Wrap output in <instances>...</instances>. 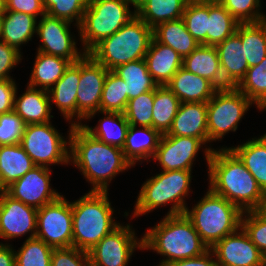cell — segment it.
<instances>
[{"label": "cell", "instance_id": "7c38bea8", "mask_svg": "<svg viewBox=\"0 0 266 266\" xmlns=\"http://www.w3.org/2000/svg\"><path fill=\"white\" fill-rule=\"evenodd\" d=\"M130 225H119L89 252L91 266H127L135 248L142 249V238H135ZM138 240V241H137Z\"/></svg>", "mask_w": 266, "mask_h": 266}, {"label": "cell", "instance_id": "484cf974", "mask_svg": "<svg viewBox=\"0 0 266 266\" xmlns=\"http://www.w3.org/2000/svg\"><path fill=\"white\" fill-rule=\"evenodd\" d=\"M142 128L143 130L137 131L136 126L129 125L122 148L125 158L132 166L141 159L153 158L162 137V134L153 127Z\"/></svg>", "mask_w": 266, "mask_h": 266}, {"label": "cell", "instance_id": "9a60e30c", "mask_svg": "<svg viewBox=\"0 0 266 266\" xmlns=\"http://www.w3.org/2000/svg\"><path fill=\"white\" fill-rule=\"evenodd\" d=\"M70 24L69 21L43 15L36 29L43 45H40L37 51L63 57L72 63L81 59L86 53L78 52L76 42L70 34Z\"/></svg>", "mask_w": 266, "mask_h": 266}, {"label": "cell", "instance_id": "816d5d0a", "mask_svg": "<svg viewBox=\"0 0 266 266\" xmlns=\"http://www.w3.org/2000/svg\"><path fill=\"white\" fill-rule=\"evenodd\" d=\"M211 254H213V251L209 249L198 257L175 261L166 266H217L216 260H213Z\"/></svg>", "mask_w": 266, "mask_h": 266}, {"label": "cell", "instance_id": "e575fe53", "mask_svg": "<svg viewBox=\"0 0 266 266\" xmlns=\"http://www.w3.org/2000/svg\"><path fill=\"white\" fill-rule=\"evenodd\" d=\"M107 115L103 120H99V125L89 127L82 125L83 128L93 137L102 141L103 143L123 148L126 141V134L129 123L124 116V113L118 112H101Z\"/></svg>", "mask_w": 266, "mask_h": 266}, {"label": "cell", "instance_id": "f546056e", "mask_svg": "<svg viewBox=\"0 0 266 266\" xmlns=\"http://www.w3.org/2000/svg\"><path fill=\"white\" fill-rule=\"evenodd\" d=\"M153 38L175 50L182 58L191 54L199 44L187 31L182 18L166 21L153 28Z\"/></svg>", "mask_w": 266, "mask_h": 266}, {"label": "cell", "instance_id": "836d02e7", "mask_svg": "<svg viewBox=\"0 0 266 266\" xmlns=\"http://www.w3.org/2000/svg\"><path fill=\"white\" fill-rule=\"evenodd\" d=\"M235 33L241 38L248 66L260 64L266 57V19L239 23Z\"/></svg>", "mask_w": 266, "mask_h": 266}, {"label": "cell", "instance_id": "ba28073f", "mask_svg": "<svg viewBox=\"0 0 266 266\" xmlns=\"http://www.w3.org/2000/svg\"><path fill=\"white\" fill-rule=\"evenodd\" d=\"M191 170L162 171L148 179L139 192L134 216L146 214L161 205L173 203L167 215L183 214L185 198L190 190Z\"/></svg>", "mask_w": 266, "mask_h": 266}, {"label": "cell", "instance_id": "6da1fadb", "mask_svg": "<svg viewBox=\"0 0 266 266\" xmlns=\"http://www.w3.org/2000/svg\"><path fill=\"white\" fill-rule=\"evenodd\" d=\"M209 189L242 212L260 210L266 194L240 159L229 149L206 148Z\"/></svg>", "mask_w": 266, "mask_h": 266}, {"label": "cell", "instance_id": "603a6c76", "mask_svg": "<svg viewBox=\"0 0 266 266\" xmlns=\"http://www.w3.org/2000/svg\"><path fill=\"white\" fill-rule=\"evenodd\" d=\"M147 70L158 86H165L182 67L183 58L171 47L152 39L144 57Z\"/></svg>", "mask_w": 266, "mask_h": 266}, {"label": "cell", "instance_id": "ab89813d", "mask_svg": "<svg viewBox=\"0 0 266 266\" xmlns=\"http://www.w3.org/2000/svg\"><path fill=\"white\" fill-rule=\"evenodd\" d=\"M52 247L37 237L26 239L15 251V266H51Z\"/></svg>", "mask_w": 266, "mask_h": 266}, {"label": "cell", "instance_id": "f907efd6", "mask_svg": "<svg viewBox=\"0 0 266 266\" xmlns=\"http://www.w3.org/2000/svg\"><path fill=\"white\" fill-rule=\"evenodd\" d=\"M17 87L13 79H0V114L13 111Z\"/></svg>", "mask_w": 266, "mask_h": 266}, {"label": "cell", "instance_id": "7bdbcfd3", "mask_svg": "<svg viewBox=\"0 0 266 266\" xmlns=\"http://www.w3.org/2000/svg\"><path fill=\"white\" fill-rule=\"evenodd\" d=\"M46 14L69 22L76 20L79 28L89 0H43Z\"/></svg>", "mask_w": 266, "mask_h": 266}, {"label": "cell", "instance_id": "8d00e7d4", "mask_svg": "<svg viewBox=\"0 0 266 266\" xmlns=\"http://www.w3.org/2000/svg\"><path fill=\"white\" fill-rule=\"evenodd\" d=\"M239 22L221 5L209 4L206 45L216 46L236 32Z\"/></svg>", "mask_w": 266, "mask_h": 266}, {"label": "cell", "instance_id": "7a4b0ae2", "mask_svg": "<svg viewBox=\"0 0 266 266\" xmlns=\"http://www.w3.org/2000/svg\"><path fill=\"white\" fill-rule=\"evenodd\" d=\"M69 131V162L77 166L93 185L91 191L107 192L108 182L118 173L132 167L121 148L112 146L89 134L78 122Z\"/></svg>", "mask_w": 266, "mask_h": 266}, {"label": "cell", "instance_id": "9f6ffc18", "mask_svg": "<svg viewBox=\"0 0 266 266\" xmlns=\"http://www.w3.org/2000/svg\"><path fill=\"white\" fill-rule=\"evenodd\" d=\"M260 211H261L264 215H266V199H265V201H264V203H263V206H262V208L260 209Z\"/></svg>", "mask_w": 266, "mask_h": 266}, {"label": "cell", "instance_id": "6f0895ef", "mask_svg": "<svg viewBox=\"0 0 266 266\" xmlns=\"http://www.w3.org/2000/svg\"><path fill=\"white\" fill-rule=\"evenodd\" d=\"M3 18H4V13H0V34H1V29H2V24H3Z\"/></svg>", "mask_w": 266, "mask_h": 266}, {"label": "cell", "instance_id": "ee69618b", "mask_svg": "<svg viewBox=\"0 0 266 266\" xmlns=\"http://www.w3.org/2000/svg\"><path fill=\"white\" fill-rule=\"evenodd\" d=\"M241 228L248 235L252 243L266 257V215L260 210L243 212L241 217Z\"/></svg>", "mask_w": 266, "mask_h": 266}, {"label": "cell", "instance_id": "f1b7e54d", "mask_svg": "<svg viewBox=\"0 0 266 266\" xmlns=\"http://www.w3.org/2000/svg\"><path fill=\"white\" fill-rule=\"evenodd\" d=\"M229 149L245 165L266 194V134Z\"/></svg>", "mask_w": 266, "mask_h": 266}, {"label": "cell", "instance_id": "8992f818", "mask_svg": "<svg viewBox=\"0 0 266 266\" xmlns=\"http://www.w3.org/2000/svg\"><path fill=\"white\" fill-rule=\"evenodd\" d=\"M202 241L211 249L218 241L241 228L243 212L224 197L207 194L189 211H184Z\"/></svg>", "mask_w": 266, "mask_h": 266}, {"label": "cell", "instance_id": "83f0119b", "mask_svg": "<svg viewBox=\"0 0 266 266\" xmlns=\"http://www.w3.org/2000/svg\"><path fill=\"white\" fill-rule=\"evenodd\" d=\"M35 166L20 143L0 146V182L4 189Z\"/></svg>", "mask_w": 266, "mask_h": 266}, {"label": "cell", "instance_id": "d4e9b609", "mask_svg": "<svg viewBox=\"0 0 266 266\" xmlns=\"http://www.w3.org/2000/svg\"><path fill=\"white\" fill-rule=\"evenodd\" d=\"M182 67L212 82L218 89L223 88V75L217 48L199 45L191 54L183 58Z\"/></svg>", "mask_w": 266, "mask_h": 266}, {"label": "cell", "instance_id": "f35d334b", "mask_svg": "<svg viewBox=\"0 0 266 266\" xmlns=\"http://www.w3.org/2000/svg\"><path fill=\"white\" fill-rule=\"evenodd\" d=\"M125 85L126 83L121 77L112 70H108L103 85L100 112L124 113L129 101Z\"/></svg>", "mask_w": 266, "mask_h": 266}, {"label": "cell", "instance_id": "c3c4849f", "mask_svg": "<svg viewBox=\"0 0 266 266\" xmlns=\"http://www.w3.org/2000/svg\"><path fill=\"white\" fill-rule=\"evenodd\" d=\"M20 53L15 47L0 40V79H12L8 72L20 62Z\"/></svg>", "mask_w": 266, "mask_h": 266}, {"label": "cell", "instance_id": "b9f144b4", "mask_svg": "<svg viewBox=\"0 0 266 266\" xmlns=\"http://www.w3.org/2000/svg\"><path fill=\"white\" fill-rule=\"evenodd\" d=\"M155 89L140 94L128 101L124 116L129 125L141 127H152V111L154 105Z\"/></svg>", "mask_w": 266, "mask_h": 266}, {"label": "cell", "instance_id": "f5cc1de1", "mask_svg": "<svg viewBox=\"0 0 266 266\" xmlns=\"http://www.w3.org/2000/svg\"><path fill=\"white\" fill-rule=\"evenodd\" d=\"M10 247L0 244V266H15V251Z\"/></svg>", "mask_w": 266, "mask_h": 266}, {"label": "cell", "instance_id": "74e56055", "mask_svg": "<svg viewBox=\"0 0 266 266\" xmlns=\"http://www.w3.org/2000/svg\"><path fill=\"white\" fill-rule=\"evenodd\" d=\"M235 87L255 103L260 111L266 109V57L260 64L249 67Z\"/></svg>", "mask_w": 266, "mask_h": 266}, {"label": "cell", "instance_id": "11a10c76", "mask_svg": "<svg viewBox=\"0 0 266 266\" xmlns=\"http://www.w3.org/2000/svg\"><path fill=\"white\" fill-rule=\"evenodd\" d=\"M0 13H5V10H4V0H0Z\"/></svg>", "mask_w": 266, "mask_h": 266}, {"label": "cell", "instance_id": "5b68a950", "mask_svg": "<svg viewBox=\"0 0 266 266\" xmlns=\"http://www.w3.org/2000/svg\"><path fill=\"white\" fill-rule=\"evenodd\" d=\"M153 39V29L137 15L111 36L98 43L89 54L106 69L144 59Z\"/></svg>", "mask_w": 266, "mask_h": 266}, {"label": "cell", "instance_id": "ffe728a7", "mask_svg": "<svg viewBox=\"0 0 266 266\" xmlns=\"http://www.w3.org/2000/svg\"><path fill=\"white\" fill-rule=\"evenodd\" d=\"M166 135L199 138L206 144L208 142L207 103H180Z\"/></svg>", "mask_w": 266, "mask_h": 266}, {"label": "cell", "instance_id": "db71d44e", "mask_svg": "<svg viewBox=\"0 0 266 266\" xmlns=\"http://www.w3.org/2000/svg\"><path fill=\"white\" fill-rule=\"evenodd\" d=\"M200 4H221L223 0H192Z\"/></svg>", "mask_w": 266, "mask_h": 266}, {"label": "cell", "instance_id": "bcb514c9", "mask_svg": "<svg viewBox=\"0 0 266 266\" xmlns=\"http://www.w3.org/2000/svg\"><path fill=\"white\" fill-rule=\"evenodd\" d=\"M25 124L13 110L0 114V146L21 142Z\"/></svg>", "mask_w": 266, "mask_h": 266}, {"label": "cell", "instance_id": "44dd1931", "mask_svg": "<svg viewBox=\"0 0 266 266\" xmlns=\"http://www.w3.org/2000/svg\"><path fill=\"white\" fill-rule=\"evenodd\" d=\"M181 103H207L218 90L209 80L181 67L165 85Z\"/></svg>", "mask_w": 266, "mask_h": 266}, {"label": "cell", "instance_id": "5bb4252c", "mask_svg": "<svg viewBox=\"0 0 266 266\" xmlns=\"http://www.w3.org/2000/svg\"><path fill=\"white\" fill-rule=\"evenodd\" d=\"M49 172L48 167L36 165L23 177L8 186L5 192L15 200L40 209L61 196L50 187Z\"/></svg>", "mask_w": 266, "mask_h": 266}, {"label": "cell", "instance_id": "30bf717a", "mask_svg": "<svg viewBox=\"0 0 266 266\" xmlns=\"http://www.w3.org/2000/svg\"><path fill=\"white\" fill-rule=\"evenodd\" d=\"M51 122L27 124L21 138V146L35 165L45 166L69 163V141L63 139Z\"/></svg>", "mask_w": 266, "mask_h": 266}, {"label": "cell", "instance_id": "d590c367", "mask_svg": "<svg viewBox=\"0 0 266 266\" xmlns=\"http://www.w3.org/2000/svg\"><path fill=\"white\" fill-rule=\"evenodd\" d=\"M180 103V100L167 86H158L155 89L152 127L162 135L167 134L172 126Z\"/></svg>", "mask_w": 266, "mask_h": 266}, {"label": "cell", "instance_id": "ac0fdd59", "mask_svg": "<svg viewBox=\"0 0 266 266\" xmlns=\"http://www.w3.org/2000/svg\"><path fill=\"white\" fill-rule=\"evenodd\" d=\"M201 145L204 143L199 138L163 134L153 159L159 161L163 171L192 170Z\"/></svg>", "mask_w": 266, "mask_h": 266}, {"label": "cell", "instance_id": "52a82bcc", "mask_svg": "<svg viewBox=\"0 0 266 266\" xmlns=\"http://www.w3.org/2000/svg\"><path fill=\"white\" fill-rule=\"evenodd\" d=\"M131 3L136 9V0H89L78 28L85 53L136 16V10H129Z\"/></svg>", "mask_w": 266, "mask_h": 266}, {"label": "cell", "instance_id": "8fae6325", "mask_svg": "<svg viewBox=\"0 0 266 266\" xmlns=\"http://www.w3.org/2000/svg\"><path fill=\"white\" fill-rule=\"evenodd\" d=\"M52 248L73 246L72 206L61 195L37 209L36 236Z\"/></svg>", "mask_w": 266, "mask_h": 266}, {"label": "cell", "instance_id": "f6af8a7d", "mask_svg": "<svg viewBox=\"0 0 266 266\" xmlns=\"http://www.w3.org/2000/svg\"><path fill=\"white\" fill-rule=\"evenodd\" d=\"M221 5L239 22L253 23L266 19L260 13V0H223Z\"/></svg>", "mask_w": 266, "mask_h": 266}, {"label": "cell", "instance_id": "2e32d148", "mask_svg": "<svg viewBox=\"0 0 266 266\" xmlns=\"http://www.w3.org/2000/svg\"><path fill=\"white\" fill-rule=\"evenodd\" d=\"M218 241L211 250L217 266H262L264 254L252 243L242 228Z\"/></svg>", "mask_w": 266, "mask_h": 266}, {"label": "cell", "instance_id": "1f68e13d", "mask_svg": "<svg viewBox=\"0 0 266 266\" xmlns=\"http://www.w3.org/2000/svg\"><path fill=\"white\" fill-rule=\"evenodd\" d=\"M71 63L63 57L38 51L28 85L35 88L39 86L48 91L59 81Z\"/></svg>", "mask_w": 266, "mask_h": 266}, {"label": "cell", "instance_id": "3957f363", "mask_svg": "<svg viewBox=\"0 0 266 266\" xmlns=\"http://www.w3.org/2000/svg\"><path fill=\"white\" fill-rule=\"evenodd\" d=\"M152 249L166 256L159 266L198 257L209 250L186 215H166L142 238V250Z\"/></svg>", "mask_w": 266, "mask_h": 266}, {"label": "cell", "instance_id": "cb8c5ba5", "mask_svg": "<svg viewBox=\"0 0 266 266\" xmlns=\"http://www.w3.org/2000/svg\"><path fill=\"white\" fill-rule=\"evenodd\" d=\"M14 98L13 110L25 125L46 123L53 117L48 91L29 86L19 98Z\"/></svg>", "mask_w": 266, "mask_h": 266}, {"label": "cell", "instance_id": "60d3db41", "mask_svg": "<svg viewBox=\"0 0 266 266\" xmlns=\"http://www.w3.org/2000/svg\"><path fill=\"white\" fill-rule=\"evenodd\" d=\"M182 19L187 31L199 45H206L209 4H200L189 0L185 6Z\"/></svg>", "mask_w": 266, "mask_h": 266}, {"label": "cell", "instance_id": "4fadbf2b", "mask_svg": "<svg viewBox=\"0 0 266 266\" xmlns=\"http://www.w3.org/2000/svg\"><path fill=\"white\" fill-rule=\"evenodd\" d=\"M108 69L89 53L81 58V75L77 91V120L90 119L100 112L103 85Z\"/></svg>", "mask_w": 266, "mask_h": 266}, {"label": "cell", "instance_id": "9c48e42d", "mask_svg": "<svg viewBox=\"0 0 266 266\" xmlns=\"http://www.w3.org/2000/svg\"><path fill=\"white\" fill-rule=\"evenodd\" d=\"M252 103L236 87L218 89L207 102L208 142L221 139L229 131H236Z\"/></svg>", "mask_w": 266, "mask_h": 266}, {"label": "cell", "instance_id": "e0dca14e", "mask_svg": "<svg viewBox=\"0 0 266 266\" xmlns=\"http://www.w3.org/2000/svg\"><path fill=\"white\" fill-rule=\"evenodd\" d=\"M28 232H31L28 239L36 236L37 209L3 192L0 196V237L8 240Z\"/></svg>", "mask_w": 266, "mask_h": 266}, {"label": "cell", "instance_id": "4316f807", "mask_svg": "<svg viewBox=\"0 0 266 266\" xmlns=\"http://www.w3.org/2000/svg\"><path fill=\"white\" fill-rule=\"evenodd\" d=\"M189 0H136V15L152 29L182 18Z\"/></svg>", "mask_w": 266, "mask_h": 266}, {"label": "cell", "instance_id": "d6a6232c", "mask_svg": "<svg viewBox=\"0 0 266 266\" xmlns=\"http://www.w3.org/2000/svg\"><path fill=\"white\" fill-rule=\"evenodd\" d=\"M112 71L125 81L128 100L158 87L157 83L148 72L144 59L119 65Z\"/></svg>", "mask_w": 266, "mask_h": 266}, {"label": "cell", "instance_id": "7dc6e473", "mask_svg": "<svg viewBox=\"0 0 266 266\" xmlns=\"http://www.w3.org/2000/svg\"><path fill=\"white\" fill-rule=\"evenodd\" d=\"M51 266H91L88 252L73 246L54 248L51 255Z\"/></svg>", "mask_w": 266, "mask_h": 266}, {"label": "cell", "instance_id": "4dcf8cb0", "mask_svg": "<svg viewBox=\"0 0 266 266\" xmlns=\"http://www.w3.org/2000/svg\"><path fill=\"white\" fill-rule=\"evenodd\" d=\"M36 21V17L30 14L5 11L0 34L1 41L20 51L21 44L30 41L36 33Z\"/></svg>", "mask_w": 266, "mask_h": 266}, {"label": "cell", "instance_id": "680465c9", "mask_svg": "<svg viewBox=\"0 0 266 266\" xmlns=\"http://www.w3.org/2000/svg\"><path fill=\"white\" fill-rule=\"evenodd\" d=\"M3 192H5V189L3 188V186L1 185V182H0V196L2 195Z\"/></svg>", "mask_w": 266, "mask_h": 266}, {"label": "cell", "instance_id": "681fc988", "mask_svg": "<svg viewBox=\"0 0 266 266\" xmlns=\"http://www.w3.org/2000/svg\"><path fill=\"white\" fill-rule=\"evenodd\" d=\"M4 10L26 13L36 18L46 14L43 0H4Z\"/></svg>", "mask_w": 266, "mask_h": 266}, {"label": "cell", "instance_id": "277c9868", "mask_svg": "<svg viewBox=\"0 0 266 266\" xmlns=\"http://www.w3.org/2000/svg\"><path fill=\"white\" fill-rule=\"evenodd\" d=\"M107 192L89 191L71 203L73 219V247L89 252L103 237L120 223L113 218V208Z\"/></svg>", "mask_w": 266, "mask_h": 266}, {"label": "cell", "instance_id": "d6986e66", "mask_svg": "<svg viewBox=\"0 0 266 266\" xmlns=\"http://www.w3.org/2000/svg\"><path fill=\"white\" fill-rule=\"evenodd\" d=\"M215 47L223 75V88L235 87L249 68L241 38L234 33Z\"/></svg>", "mask_w": 266, "mask_h": 266}, {"label": "cell", "instance_id": "7402d4cb", "mask_svg": "<svg viewBox=\"0 0 266 266\" xmlns=\"http://www.w3.org/2000/svg\"><path fill=\"white\" fill-rule=\"evenodd\" d=\"M81 75V59L71 63L63 76L48 90L50 102L55 103L66 120L77 115V91Z\"/></svg>", "mask_w": 266, "mask_h": 266}]
</instances>
